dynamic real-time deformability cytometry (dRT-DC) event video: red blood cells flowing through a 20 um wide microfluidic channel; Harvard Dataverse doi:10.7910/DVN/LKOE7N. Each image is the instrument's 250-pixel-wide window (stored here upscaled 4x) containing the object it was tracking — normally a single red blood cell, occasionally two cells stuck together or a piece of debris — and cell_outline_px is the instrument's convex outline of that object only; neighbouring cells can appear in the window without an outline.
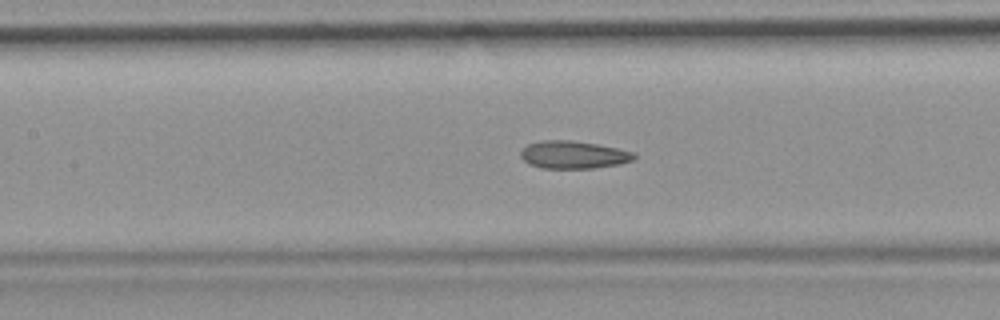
{"species": "common noctule bat (a hibernating species)", "species_latin": "Nyctalus noctula", "temperature_condition": "room temperature", "stored_images_in_passage": 52, "camera_frame_rate_fps": 3000, "um_per_image_px": 0.085, "animal": {"sex": "female", "body_mass_g": 19.9}, "frame": {"image": 1, "passage_image": 23, "time_ms": 7.333, "image_size_px": [1000, 320], "cell_outline_px": [[636, 156], [632, 160], [620, 164], [596, 168], [540, 168], [528, 164], [520, 156], [520, 152], [528, 144], [540, 140], [572, 140], [596, 144], [636, 152]], "centroid_in_image_um": [48.73, 13.16], "position_along_channel_um": 158.7, "area_um2": 18.38}, "authors_computed_cell_mechanics": {"area_um2": 18.6983, "velocity_mm_per_s": 3.7706, "shape_relaxation_time_tau1_ms": null, "shape_relaxation_time_tau2_ms": 2.7346, "deformation_change_tau1": null, "deformation_change_tau2": 0.0943}}